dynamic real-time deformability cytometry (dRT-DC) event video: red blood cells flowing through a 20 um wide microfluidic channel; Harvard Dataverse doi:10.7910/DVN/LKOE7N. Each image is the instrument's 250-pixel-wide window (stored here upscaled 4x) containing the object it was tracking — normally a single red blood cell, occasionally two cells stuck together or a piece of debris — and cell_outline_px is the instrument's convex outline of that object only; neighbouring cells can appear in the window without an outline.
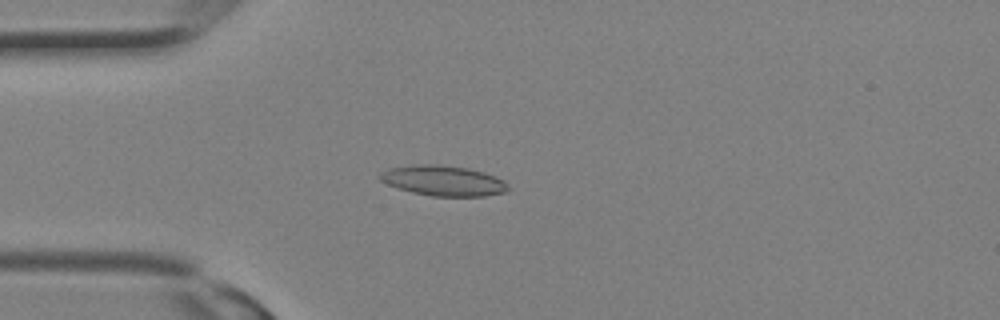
{"species": "Egyptian fruit bat (a non-hibernating species)", "species_latin": "Rousettus aegyptiacus", "temperature_condition": "room temperature", "stored_images_in_passage": 11, "camera_frame_rate_fps": 3000, "um_per_image_px": 0.085, "animal": {"sex": "female"}, "frame": {"image": 1, "passage_image": 8, "time_ms": 2.333, "image_size_px": [1000, 320], "cell_outline_px": [[508, 188], [504, 192], [484, 196], [432, 196], [412, 192], [388, 184], [380, 180], [376, 176], [380, 172], [388, 168], [412, 164], [440, 164], [468, 168], [484, 172], [504, 180], [508, 184]], "centroid_in_image_um": [37.64, 15.34], "position_along_channel_um": 47.4, "area_um2": 22.72}}
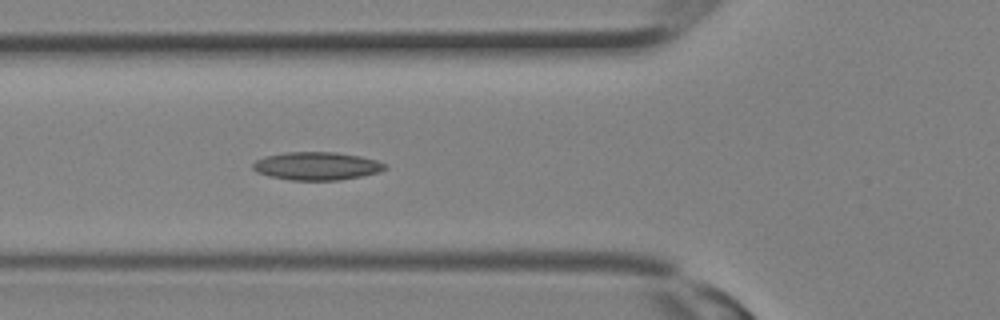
{"frame": {"image": 2, "passage_image": 11, "time_ms": 3.333, "image_size_px": [1000, 320], "cell_outline_px": [[388, 168], [380, 172], [340, 180], [292, 180], [268, 176], [256, 172], [252, 168], [252, 164], [256, 160], [264, 156], [284, 152], [336, 152], [360, 156], [376, 160], [388, 164]], "centroid_in_image_um": [26.92, 14.11], "position_along_channel_um": 98.9, "area_um2": 21.79}}